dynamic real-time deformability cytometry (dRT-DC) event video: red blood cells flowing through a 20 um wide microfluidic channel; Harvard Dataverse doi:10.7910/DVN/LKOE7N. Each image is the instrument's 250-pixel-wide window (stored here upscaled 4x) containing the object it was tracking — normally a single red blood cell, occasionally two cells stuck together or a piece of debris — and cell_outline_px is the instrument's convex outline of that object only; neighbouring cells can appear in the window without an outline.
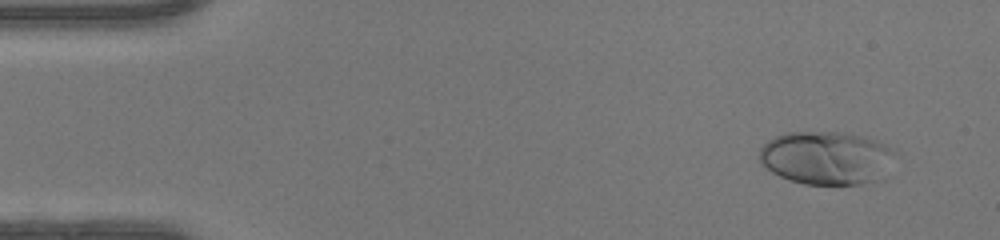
{"species": "human", "species_latin": "Homo sapiens", "temperature_condition": "warm", "stored_images_in_passage": 45, "camera_frame_rate_fps": 3000, "um_per_image_px": 0.085, "donor": {"sex": "female"}, "frame": {"image": 1, "passage_image": 1, "time_ms": 0.0, "image_size_px": [1000, 240], "cell_outline_px": [[896, 152], [872, 180], [860, 184], [804, 184], [788, 180], [772, 172], [760, 164], [760, 148], [768, 140], [776, 136], [788, 132], [844, 132], [864, 136], [876, 140], [896, 148]], "centroid_in_image_um": [70.15, 13.38], "position_along_channel_um": 14.8, "area_um2": 41.5}}
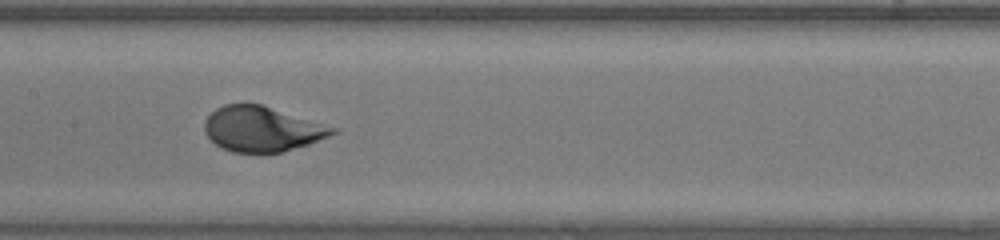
{"frame": {"image": 2, "passage_image": 21, "time_ms": 6.667, "image_size_px": [1000, 240], "cell_outline_px": [[340, 132], [308, 144], [280, 152], [260, 156], [232, 152], [220, 148], [204, 132], [204, 120], [216, 108], [224, 104], [260, 104], [340, 128]], "centroid_in_image_um": [22.28, 11.0], "position_along_channel_um": 185.1, "area_um2": 34.33}}
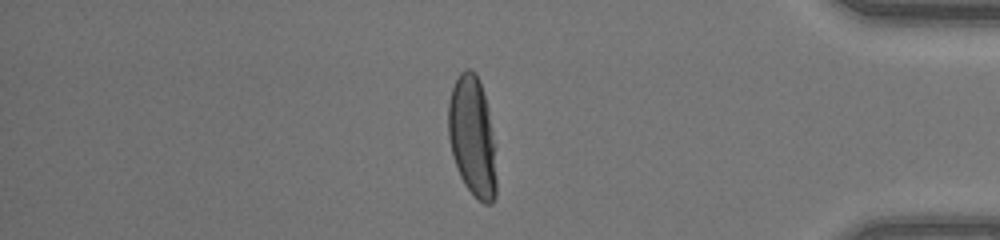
{"frame": {"image": 3, "passage_image": 38, "time_ms": 12.333, "image_size_px": [1000, 240], "cell_outline_px": [[496, 196], [492, 204], [484, 204], [464, 184], [456, 168], [448, 136], [448, 104], [452, 88], [460, 72], [464, 68], [468, 68], [476, 72], [488, 108], [496, 176]], "centroid_in_image_um": [40.12, 11.6], "position_along_channel_um": 395.1, "area_um2": 33.12}}